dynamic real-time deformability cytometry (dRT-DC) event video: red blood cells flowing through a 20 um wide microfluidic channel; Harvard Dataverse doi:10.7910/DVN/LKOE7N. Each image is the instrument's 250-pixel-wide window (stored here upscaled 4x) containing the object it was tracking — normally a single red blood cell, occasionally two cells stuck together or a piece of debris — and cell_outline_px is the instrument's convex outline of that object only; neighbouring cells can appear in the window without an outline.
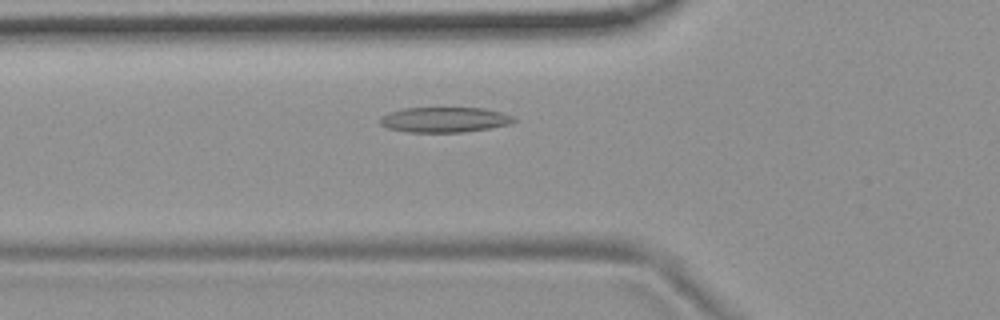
{"species": "common noctule bat (a hibernating species)", "species_latin": "Nyctalus noctula", "temperature_condition": "room temperature", "stored_images_in_passage": 49, "camera_frame_rate_fps": 3000, "um_per_image_px": 0.085, "animal": {"sex": "female", "body_mass_g": 19.9}, "frame": {"image": 1, "passage_image": 14, "time_ms": 4.333, "image_size_px": [1000, 320], "cell_outline_px": [[516, 120], [512, 124], [464, 132], [408, 132], [388, 128], [380, 124], [380, 116], [388, 112], [404, 108], [484, 108], [500, 112], [512, 116]], "centroid_in_image_um": [37.76, 10.17], "position_along_channel_um": 88.0, "area_um2": 19.65}}
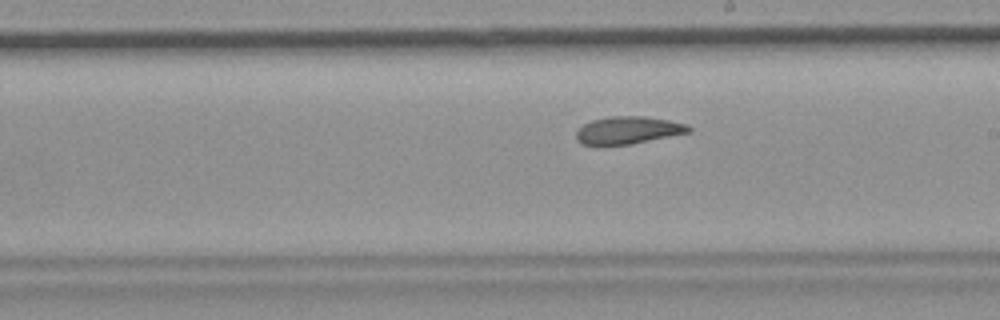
{"frame": {"image": 2, "passage_image": 26, "time_ms": 8.333, "image_size_px": [1000, 320], "cell_outline_px": [[692, 128], [688, 132], [632, 144], [584, 144], [576, 140], [576, 132], [584, 124], [592, 120], [608, 116], [644, 116], [668, 120], [688, 124]], "centroid_in_image_um": [53.39, 11.05], "position_along_channel_um": 235.6, "area_um2": 17.74}}
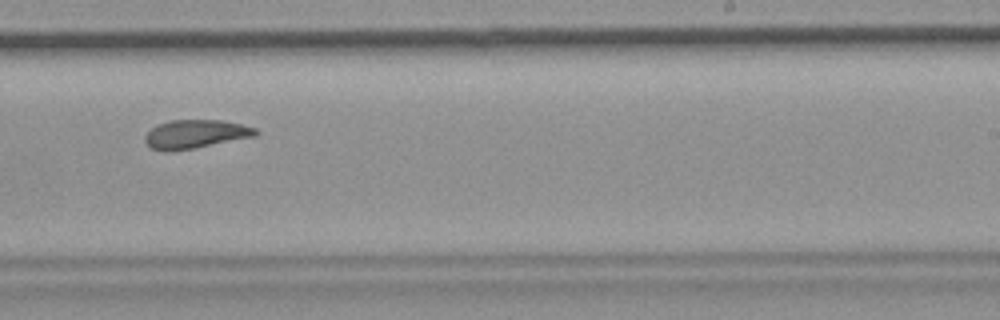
{"frame": {"image": 3, "passage_image": 29, "time_ms": 9.333, "image_size_px": [1000, 320], "cell_outline_px": [[260, 132], [256, 136], [192, 148], [164, 152], [152, 148], [144, 140], [144, 136], [156, 124], [168, 120], [220, 120], [240, 124], [256, 128]], "centroid_in_image_um": [16.6, 11.39], "position_along_channel_um": 272.4, "area_um2": 18.32}, "authors_computed_cell_mechanics": {"area_um2": 19.2474, "velocity_mm_per_s": 3.6886, "shape_relaxation_time_tau1_ms": 9.908, "shape_relaxation_time_tau2_ms": 3.3648, "deformation_change_tau1": 0.2104, "deformation_change_tau2": 0.1094}}